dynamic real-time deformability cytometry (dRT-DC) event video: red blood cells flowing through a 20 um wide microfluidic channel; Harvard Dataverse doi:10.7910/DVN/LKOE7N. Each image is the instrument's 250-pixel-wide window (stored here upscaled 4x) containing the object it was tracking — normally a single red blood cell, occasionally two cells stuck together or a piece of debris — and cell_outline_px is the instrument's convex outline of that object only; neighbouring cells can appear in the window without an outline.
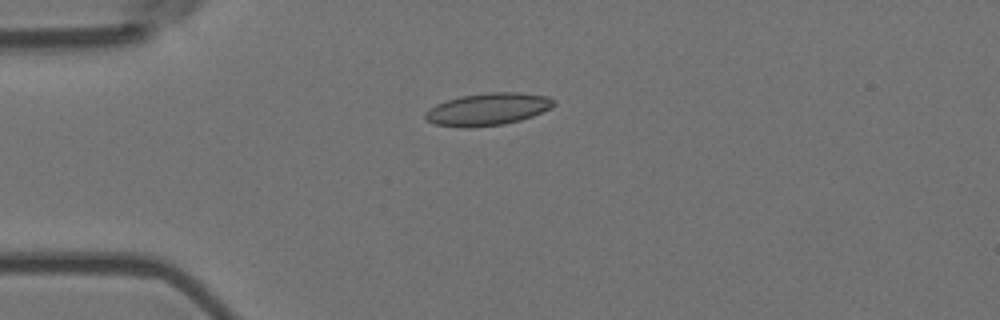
{"species": "Egyptian fruit bat (a non-hibernating species)", "species_latin": "Rousettus aegyptiacus", "temperature_condition": "room temperature", "stored_images_in_passage": 6, "camera_frame_rate_fps": 3000, "um_per_image_px": 0.085, "animal": {"sex": "female"}, "frame": {"image": 1, "passage_image": 4, "time_ms": 1.0, "image_size_px": [1000, 320], "cell_outline_px": [[556, 104], [532, 116], [520, 120], [504, 124], [468, 128], [460, 128], [436, 124], [428, 120], [424, 116], [424, 112], [428, 108], [436, 104], [460, 96], [488, 92], [520, 92], [548, 96], [556, 100]], "centroid_in_image_um": [41.45, 9.28], "position_along_channel_um": 43.6, "area_um2": 24.28}}
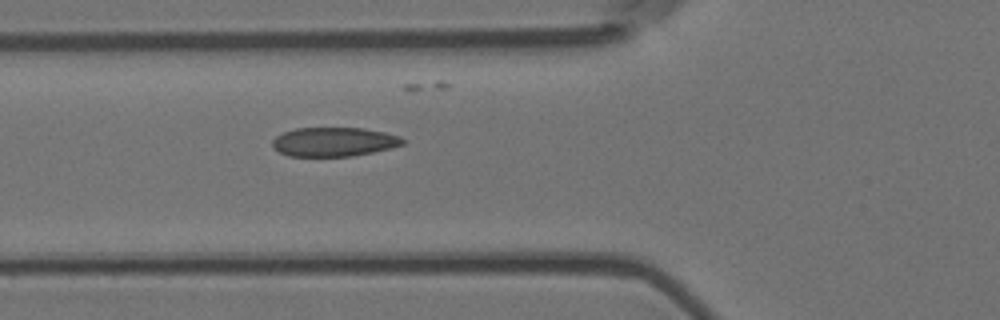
{"frame": {"image": 2, "passage_image": 6, "time_ms": 1.667, "image_size_px": [1000, 320], "cell_outline_px": [[404, 144], [392, 148], [352, 156], [288, 156], [272, 148], [272, 140], [276, 136], [284, 132], [296, 128], [364, 128], [384, 132], [400, 136], [404, 140]], "centroid_in_image_um": [28.38, 12.06], "position_along_channel_um": 97.4, "area_um2": 22.14}}